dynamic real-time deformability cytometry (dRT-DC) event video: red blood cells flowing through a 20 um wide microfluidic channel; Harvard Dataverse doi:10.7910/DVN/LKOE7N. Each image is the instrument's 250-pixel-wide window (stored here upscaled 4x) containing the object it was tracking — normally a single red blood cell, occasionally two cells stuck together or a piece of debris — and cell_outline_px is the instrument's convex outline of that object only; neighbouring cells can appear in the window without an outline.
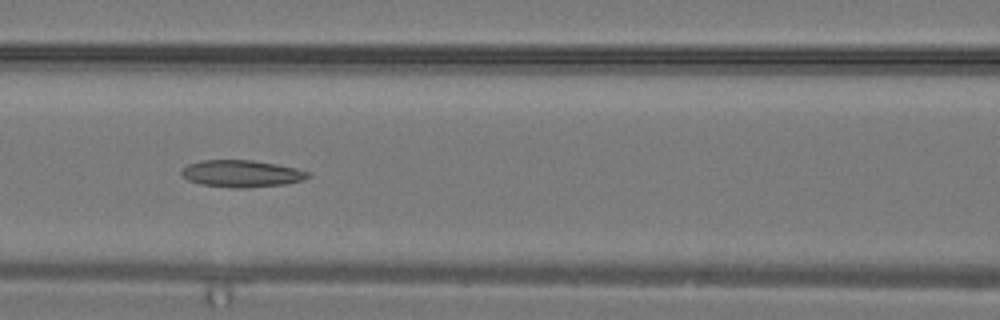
{"species": "common noctule bat (a hibernating species)", "species_latin": "Nyctalus noctula", "temperature_condition": "warm", "stored_images_in_passage": 30, "camera_frame_rate_fps": 3000, "um_per_image_px": 0.085, "animal": {"sex": "male", "body_mass_g": 19.2, "forearm_length_mm": 51.8}, "frame": {"image": 1, "passage_image": 13, "time_ms": 4.0, "image_size_px": [1000, 320], "cell_outline_px": [[312, 176], [304, 180], [284, 184], [244, 188], [236, 188], [200, 184], [188, 180], [180, 172], [188, 164], [200, 160], [252, 160], [276, 164], [296, 168], [308, 172]], "centroid_in_image_um": [20.55, 14.75], "position_along_channel_um": 146.1, "area_um2": 19.83}}
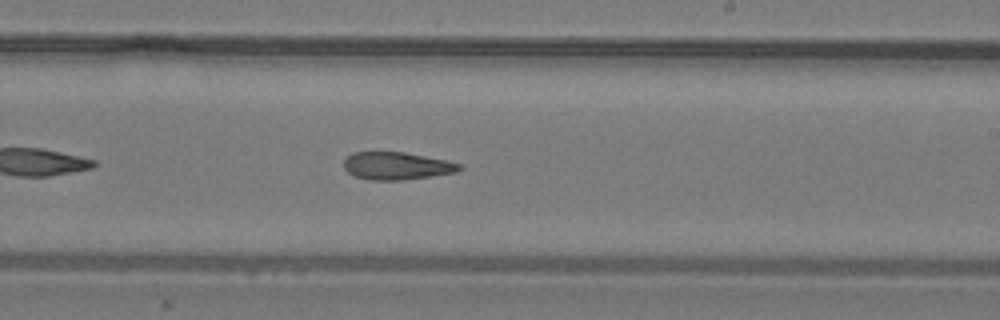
{"frame": {"image": 2, "passage_image": 18, "time_ms": 5.667, "image_size_px": [1000, 320], "cell_outline_px": [[464, 168], [456, 172], [432, 176], [404, 180], [368, 180], [356, 176], [348, 172], [344, 168], [344, 160], [352, 152], [404, 152], [444, 160], [460, 164]], "centroid_in_image_um": [33.71, 14.1], "position_along_channel_um": 255.3, "area_um2": 18.5}}